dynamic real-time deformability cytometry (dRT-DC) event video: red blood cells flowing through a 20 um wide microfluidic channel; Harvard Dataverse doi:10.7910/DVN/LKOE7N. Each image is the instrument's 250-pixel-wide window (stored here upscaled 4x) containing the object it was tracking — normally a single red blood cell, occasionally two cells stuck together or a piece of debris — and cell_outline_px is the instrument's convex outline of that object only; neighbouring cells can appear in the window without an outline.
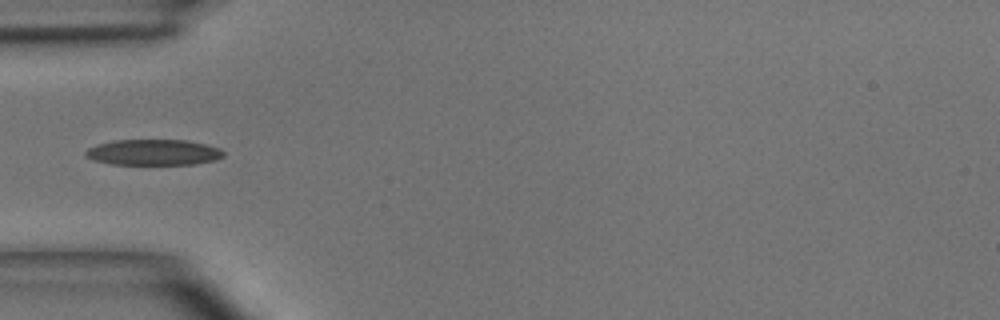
{"species": "common noctule bat (a hibernating species)", "species_latin": "Nyctalus noctula", "temperature_condition": "room temperature", "stored_images_in_passage": 4, "camera_frame_rate_fps": 3000, "um_per_image_px": 0.085, "animal": {"sex": "male", "body_mass_g": 15.6}, "frame": {"image": 1, "passage_image": 4, "time_ms": 3.333, "image_size_px": [1000, 320], "cell_outline_px": [[224, 156], [216, 160], [196, 164], [112, 164], [92, 160], [84, 156], [84, 152], [88, 148], [96, 144], [116, 140], [188, 140], [208, 144], [220, 148], [224, 152]], "centroid_in_image_um": [13.05, 12.94], "position_along_channel_um": 71.9, "area_um2": 20.98}}